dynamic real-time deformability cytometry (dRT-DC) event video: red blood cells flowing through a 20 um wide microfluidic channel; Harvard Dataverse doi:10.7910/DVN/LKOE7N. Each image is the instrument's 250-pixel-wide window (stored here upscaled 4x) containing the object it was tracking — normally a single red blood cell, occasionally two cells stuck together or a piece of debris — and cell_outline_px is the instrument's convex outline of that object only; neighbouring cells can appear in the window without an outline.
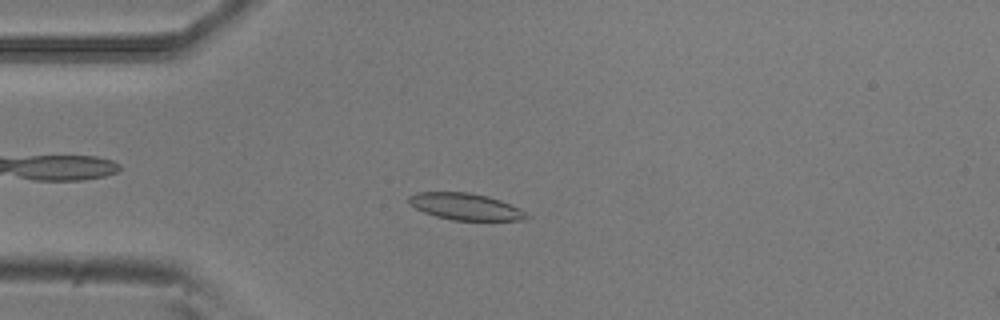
{"species": "common noctule bat (a hibernating species)", "species_latin": "Nyctalus noctula", "temperature_condition": "room temperature", "stored_images_in_passage": 53, "camera_frame_rate_fps": 3000, "um_per_image_px": 0.085, "animal": {"sex": "male", "body_mass_g": 20.5, "forearm_length_mm": 52.5}, "frame": {"image": 1, "passage_image": 13, "time_ms": 4.0, "image_size_px": [1000, 320], "cell_outline_px": [[528, 216], [524, 220], [452, 220], [436, 216], [424, 212], [408, 204], [408, 196], [416, 192], [468, 192], [488, 196], [500, 200], [520, 208]], "centroid_in_image_um": [39.53, 17.55], "position_along_channel_um": 45.5, "area_um2": 18.26}}
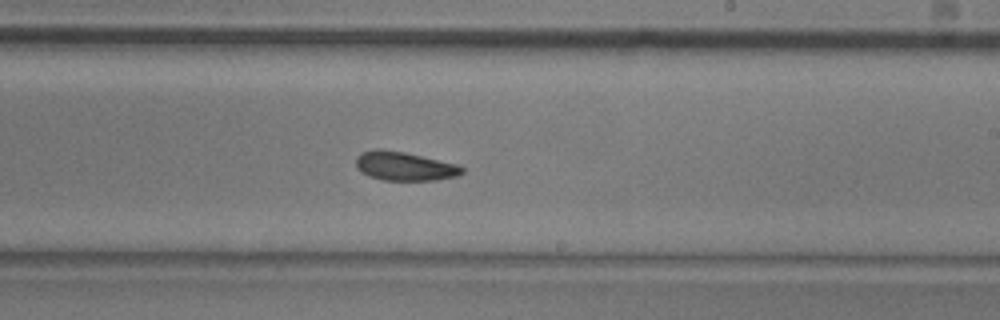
{"frame": {"image": 2, "passage_image": 31, "time_ms": 10.0, "image_size_px": [1000, 320], "cell_outline_px": [[464, 172], [456, 176], [436, 180], [384, 180], [372, 176], [364, 172], [356, 164], [356, 160], [364, 152], [376, 148], [380, 148], [404, 152], [460, 164], [464, 168]], "centroid_in_image_um": [34.48, 14.12], "position_along_channel_um": 254.5, "area_um2": 17.57}}
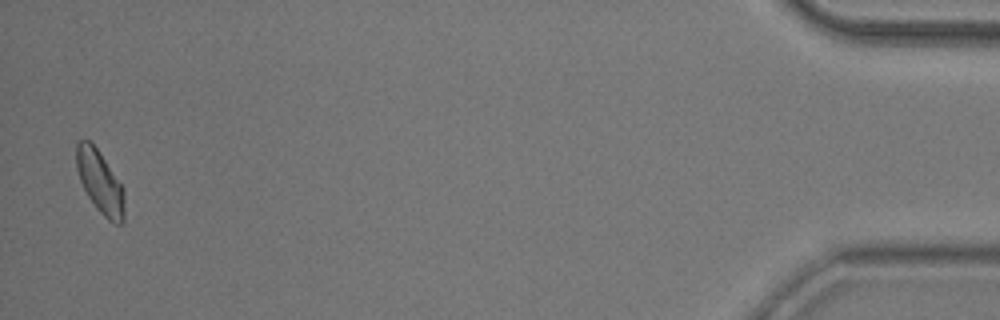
{"frame": {"image": 3, "passage_image": 52, "time_ms": 17.0, "image_size_px": [1000, 320], "cell_outline_px": [[124, 224], [116, 224], [108, 220], [96, 208], [88, 196], [80, 180], [76, 168], [76, 144], [80, 140], [88, 140], [100, 152], [124, 188]], "centroid_in_image_um": [8.51, 15.49], "position_along_channel_um": 426.7, "area_um2": 17.57}, "authors_computed_cell_mechanics": {"area_um2": 18.0336, "velocity_mm_per_s": 3.7524, "shape_relaxation_time_tau1_ms": 5.0623, "shape_relaxation_time_tau2_ms": 4.5831, "deformation_change_tau1": 0.1101, "deformation_change_tau2": 0.1042}}